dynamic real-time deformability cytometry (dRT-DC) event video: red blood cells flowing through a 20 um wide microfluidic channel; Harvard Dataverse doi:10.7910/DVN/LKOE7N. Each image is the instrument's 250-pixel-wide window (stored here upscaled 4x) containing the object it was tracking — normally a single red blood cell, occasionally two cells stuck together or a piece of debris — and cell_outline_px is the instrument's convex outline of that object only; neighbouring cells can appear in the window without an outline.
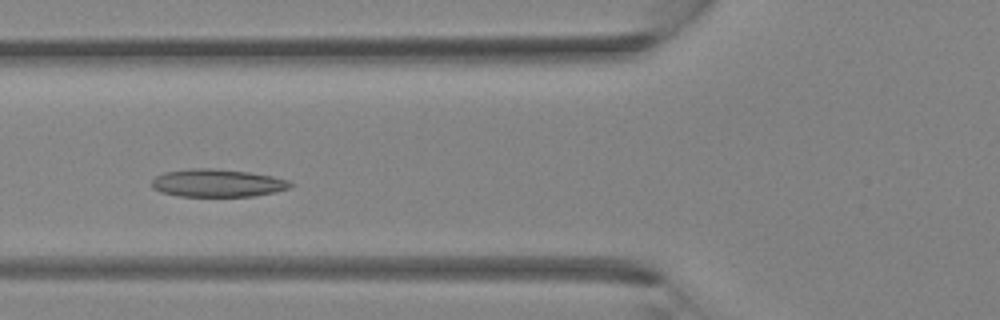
{"species": "Egyptian fruit bat (a non-hibernating species)", "species_latin": "Rousettus aegyptiacus", "temperature_condition": "room temperature", "stored_images_in_passage": 35, "camera_frame_rate_fps": 3000, "um_per_image_px": 0.085, "animal": {"sex": "female"}, "frame": {"image": 1, "passage_image": 12, "time_ms": 3.667, "image_size_px": [1000, 320], "cell_outline_px": [[292, 184], [288, 188], [276, 192], [252, 196], [180, 196], [160, 192], [152, 188], [152, 180], [156, 176], [164, 172], [188, 168], [212, 168], [248, 172], [272, 176], [288, 180]], "centroid_in_image_um": [18.44, 15.55], "position_along_channel_um": 107.4, "area_um2": 22.43}}
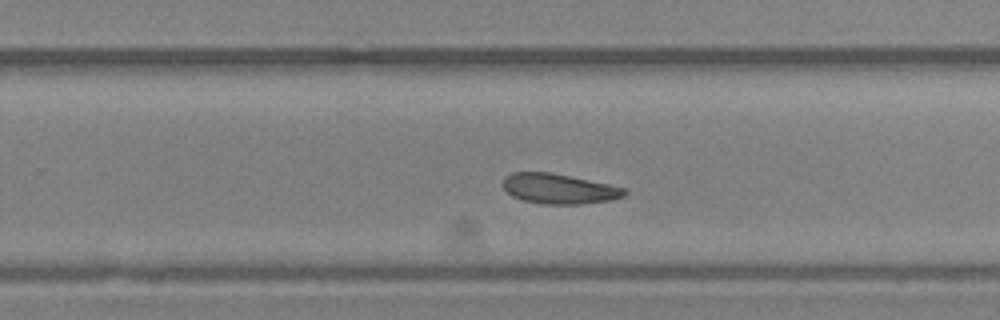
{"frame": {"image": 2, "passage_image": 22, "time_ms": 7.0, "image_size_px": [1000, 320], "cell_outline_px": [[628, 192], [624, 196], [612, 200], [580, 204], [544, 204], [524, 200], [512, 196], [500, 184], [504, 176], [512, 172], [548, 172], [608, 184], [624, 188]], "centroid_in_image_um": [47.47, 16.04], "position_along_channel_um": 282.3, "area_um2": 21.21}}
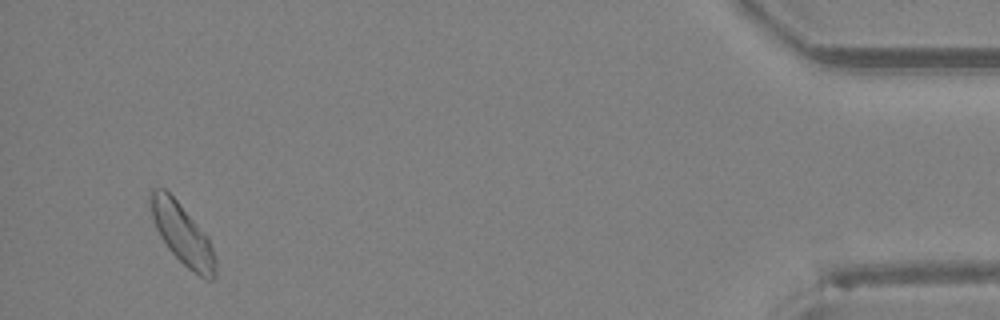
{"frame": {"image": 3, "passage_image": 34, "time_ms": 11.0, "image_size_px": [1000, 320], "cell_outline_px": [[216, 276], [212, 280], [208, 280], [192, 272], [168, 248], [160, 236], [156, 228], [152, 216], [148, 192], [152, 188], [164, 188], [176, 200], [208, 236], [216, 260]], "centroid_in_image_um": [15.5, 19.9], "position_along_channel_um": 419.7, "area_um2": 22.77}}